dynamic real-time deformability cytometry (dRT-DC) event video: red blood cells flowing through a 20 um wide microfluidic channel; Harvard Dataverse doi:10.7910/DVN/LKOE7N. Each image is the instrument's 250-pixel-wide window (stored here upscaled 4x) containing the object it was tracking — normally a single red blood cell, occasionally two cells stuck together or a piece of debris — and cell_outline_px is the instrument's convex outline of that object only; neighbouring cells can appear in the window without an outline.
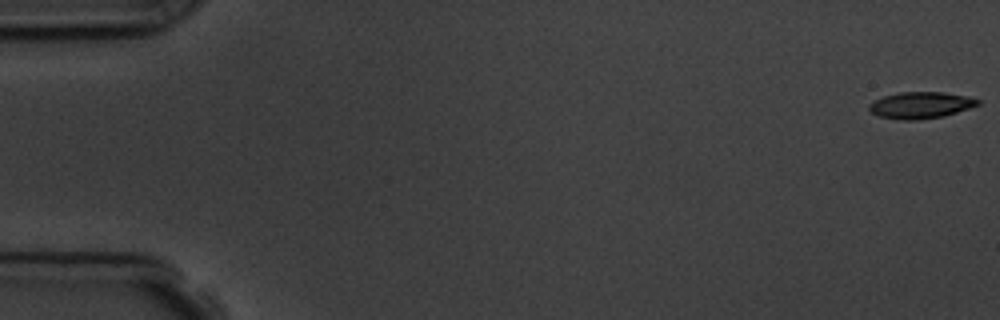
{"species": "common noctule bat (a hibernating species)", "species_latin": "Nyctalus noctula", "temperature_condition": "room temperature", "stored_images_in_passage": 5, "camera_frame_rate_fps": 3000, "um_per_image_px": 0.085, "animal": {"sex": "male", "body_mass_g": 19.5, "forearm_length_mm": 54.6}, "frame": {"image": 1, "passage_image": 1, "time_ms": 0.0, "image_size_px": [1000, 320], "cell_outline_px": [[980, 104], [944, 116], [920, 120], [904, 120], [880, 116], [872, 112], [868, 108], [868, 104], [884, 96], [900, 92], [940, 92], [968, 96], [980, 100]], "centroid_in_image_um": [78.26, 8.94], "position_along_channel_um": 6.7, "area_um2": 16.65}}
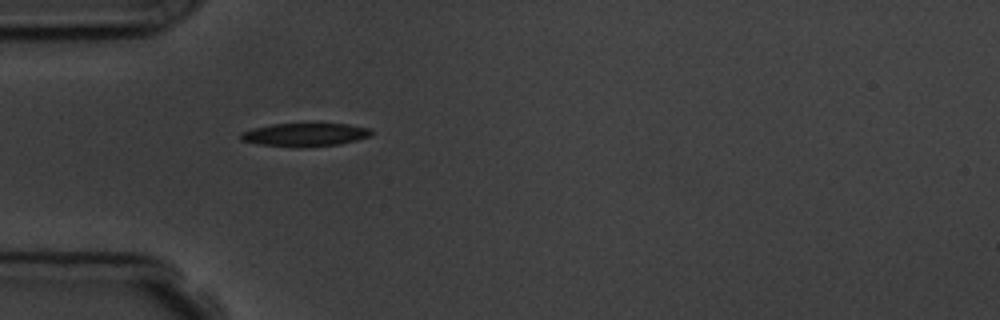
{"frame": {"image": 2, "passage_image": 5, "time_ms": 5.333, "image_size_px": [1000, 320], "cell_outline_px": [[372, 132], [368, 136], [356, 140], [340, 144], [300, 148], [260, 144], [240, 140], [240, 132], [252, 128], [272, 124], [316, 120], [348, 124], [372, 128]], "centroid_in_image_um": [25.94, 11.39], "position_along_channel_um": 59.1, "area_um2": 18.84}}